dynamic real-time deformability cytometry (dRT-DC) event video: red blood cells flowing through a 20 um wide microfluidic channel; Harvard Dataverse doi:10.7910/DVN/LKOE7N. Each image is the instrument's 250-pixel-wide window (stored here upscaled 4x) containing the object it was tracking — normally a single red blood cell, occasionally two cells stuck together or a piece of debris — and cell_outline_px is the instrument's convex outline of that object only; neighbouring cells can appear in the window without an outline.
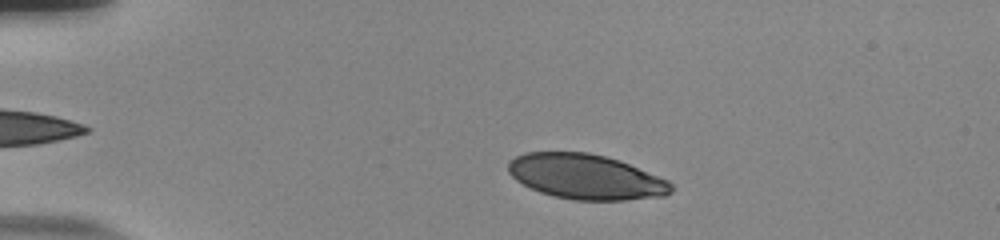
{"species": "human", "species_latin": "Homo sapiens", "temperature_condition": "room temperature", "stored_images_in_passage": 50, "camera_frame_rate_fps": 3000, "um_per_image_px": 0.085, "donor": {"sex": "male"}, "frame": {"image": 1, "passage_image": 7, "time_ms": 2.0, "image_size_px": [1000, 240], "cell_outline_px": [[672, 192], [664, 196], [624, 200], [572, 200], [552, 196], [540, 192], [516, 180], [508, 172], [508, 160], [524, 152], [588, 152], [620, 160], [668, 180], [672, 184]], "centroid_in_image_um": [49.79, 15.02], "position_along_channel_um": 35.2, "area_um2": 42.83}}
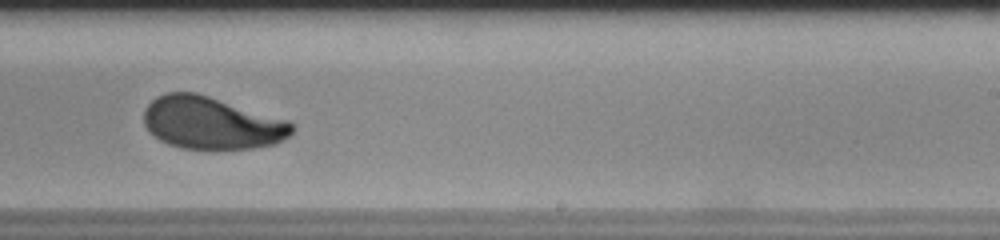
{"frame": {"image": 2, "passage_image": 31, "time_ms": 10.0, "image_size_px": [1000, 240], "cell_outline_px": [[292, 132], [288, 136], [276, 144], [252, 148], [180, 148], [168, 144], [160, 140], [148, 132], [144, 124], [144, 108], [156, 96], [164, 92], [196, 92], [288, 120], [292, 124]], "centroid_in_image_um": [17.93, 10.44], "position_along_channel_um": 271.1, "area_um2": 45.14}}
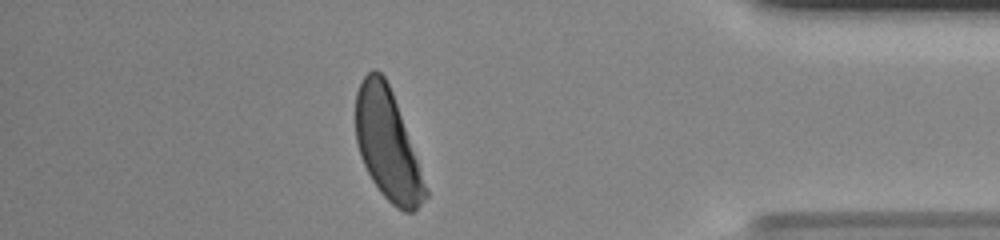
{"frame": {"image": 3, "passage_image": 44, "time_ms": 14.333, "image_size_px": [1000, 240], "cell_outline_px": [[428, 196], [412, 212], [404, 212], [396, 208], [380, 192], [372, 180], [360, 156], [356, 140], [356, 92], [364, 76], [372, 68], [376, 68], [384, 76], [392, 92], [428, 188]], "centroid_in_image_um": [32.93, 12.31], "position_along_channel_um": 402.3, "area_um2": 44.27}, "authors_computed_cell_mechanics": {"area_um2": 45.951, "velocity_mm_per_s": 3.7203, "shape_relaxation_time_tau1_ms": 3.3606, "shape_relaxation_time_tau2_ms": null, "deformation_change_tau1": 0.1589, "deformation_change_tau2": null}}